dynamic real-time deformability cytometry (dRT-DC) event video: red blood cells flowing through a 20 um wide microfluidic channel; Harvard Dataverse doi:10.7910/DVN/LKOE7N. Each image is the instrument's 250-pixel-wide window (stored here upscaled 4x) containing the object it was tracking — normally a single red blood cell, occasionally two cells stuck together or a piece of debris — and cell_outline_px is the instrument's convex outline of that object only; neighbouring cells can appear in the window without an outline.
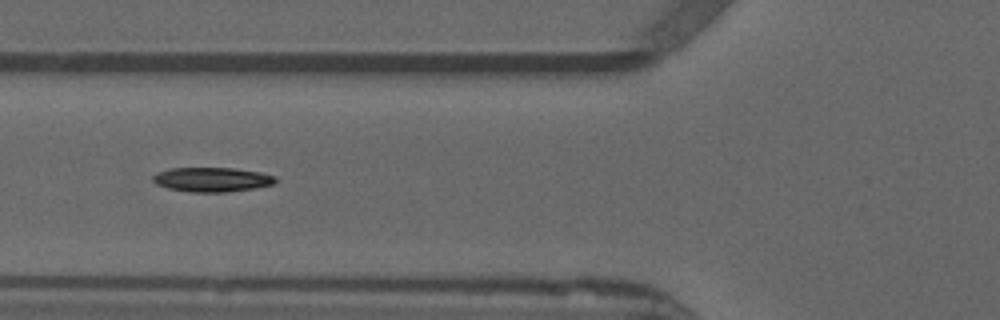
{"species": "common noctule bat (a hibernating species)", "species_latin": "Nyctalus noctula", "temperature_condition": "warm", "stored_images_in_passage": 39, "camera_frame_rate_fps": 3000, "um_per_image_px": 0.085, "animal": {"sex": "male", "forearm_length_mm": 52.5}, "frame": {"image": 1, "passage_image": 6, "time_ms": 1.667, "image_size_px": [1000, 320], "cell_outline_px": [[276, 180], [272, 184], [252, 188], [228, 192], [188, 192], [168, 188], [156, 184], [152, 180], [152, 176], [156, 172], [172, 168], [232, 168], [260, 172], [276, 176]], "centroid_in_image_um": [17.97, 15.26], "position_along_channel_um": 107.8, "area_um2": 17.4}}